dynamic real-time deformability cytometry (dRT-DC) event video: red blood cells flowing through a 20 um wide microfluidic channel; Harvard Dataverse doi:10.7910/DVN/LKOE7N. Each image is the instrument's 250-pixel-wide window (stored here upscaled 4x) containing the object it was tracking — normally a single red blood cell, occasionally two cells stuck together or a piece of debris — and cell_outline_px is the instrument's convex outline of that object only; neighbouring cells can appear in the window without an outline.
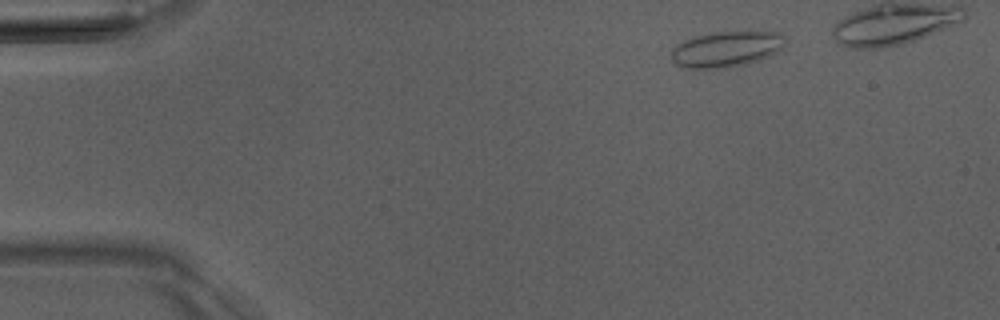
{"species": "Egyptian fruit bat (a non-hibernating species)", "species_latin": "Rousettus aegyptiacus", "temperature_condition": "room temperature", "stored_images_in_passage": 4, "camera_frame_rate_fps": 3000, "um_per_image_px": 0.085, "animal": {"sex": "male"}, "frame": {"image": 1, "passage_image": 1, "time_ms": 0.0, "image_size_px": [1000, 320], "cell_outline_px": [[784, 44], [776, 52], [768, 56], [744, 64], [724, 68], [684, 68], [676, 64], [672, 60], [672, 48], [676, 44], [692, 36], [712, 32], [780, 32], [784, 36]], "centroid_in_image_um": [61.68, 4.17], "position_along_channel_um": 23.3, "area_um2": 23.52}}